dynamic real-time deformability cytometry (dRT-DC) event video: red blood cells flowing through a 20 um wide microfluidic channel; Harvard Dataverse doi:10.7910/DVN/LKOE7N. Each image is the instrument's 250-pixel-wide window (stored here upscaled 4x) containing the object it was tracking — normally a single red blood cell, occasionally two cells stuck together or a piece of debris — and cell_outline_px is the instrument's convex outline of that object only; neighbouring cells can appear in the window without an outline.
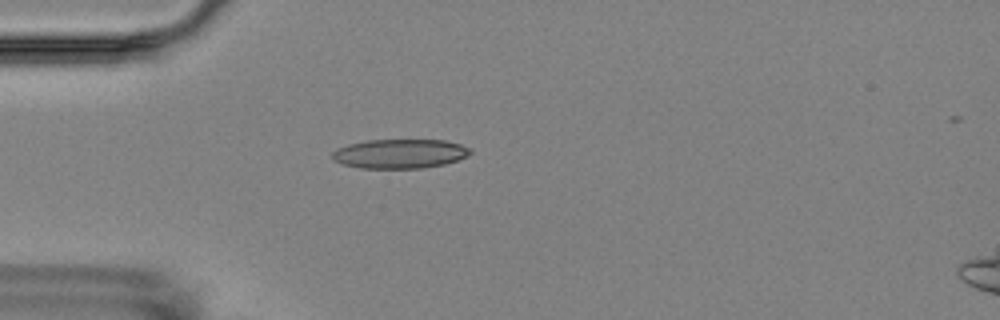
{"species": "Egyptian fruit bat (a non-hibernating species)", "species_latin": "Rousettus aegyptiacus", "temperature_condition": "room temperature", "stored_images_in_passage": 2, "camera_frame_rate_fps": 3000, "um_per_image_px": 0.085, "animal": {"sex": "female"}, "frame": {"image": 1, "passage_image": 2, "time_ms": 1.0, "image_size_px": [1000, 320], "cell_outline_px": [[472, 152], [468, 156], [444, 164], [424, 168], [360, 168], [344, 164], [332, 160], [332, 152], [336, 148], [348, 144], [368, 140], [448, 140], [472, 148]], "centroid_in_image_um": [34.0, 13.06], "position_along_channel_um": 51.0, "area_um2": 23.7}}